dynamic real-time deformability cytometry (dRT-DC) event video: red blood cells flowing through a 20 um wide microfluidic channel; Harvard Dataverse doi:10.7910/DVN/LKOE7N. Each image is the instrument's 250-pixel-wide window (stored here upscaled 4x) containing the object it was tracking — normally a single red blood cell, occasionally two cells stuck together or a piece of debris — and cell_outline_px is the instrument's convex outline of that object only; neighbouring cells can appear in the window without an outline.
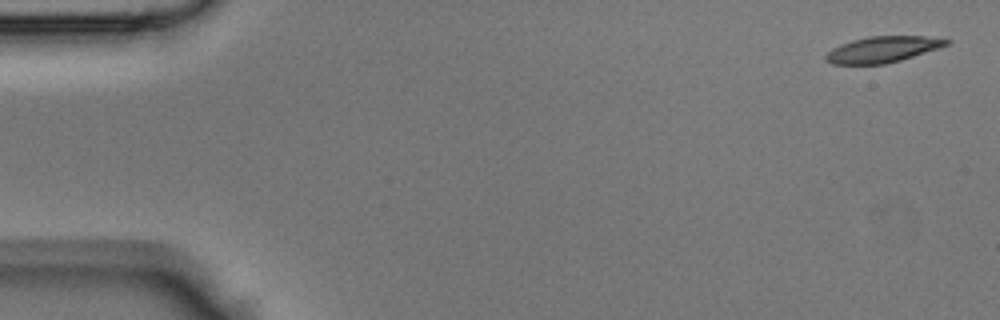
{"species": "Egyptian fruit bat (a non-hibernating species)", "species_latin": "Rousettus aegyptiacus", "temperature_condition": "room temperature", "stored_images_in_passage": 47, "camera_frame_rate_fps": 3000, "um_per_image_px": 0.085, "animal": {"sex": "male"}, "frame": {"image": 1, "passage_image": 1, "time_ms": 0.0, "image_size_px": [1000, 320], "cell_outline_px": [[952, 44], [940, 48], [900, 60], [884, 64], [832, 64], [824, 56], [832, 48], [840, 44], [852, 40], [868, 36], [924, 36], [952, 40]], "centroid_in_image_um": [75.07, 4.19], "position_along_channel_um": 9.9, "area_um2": 18.32}}
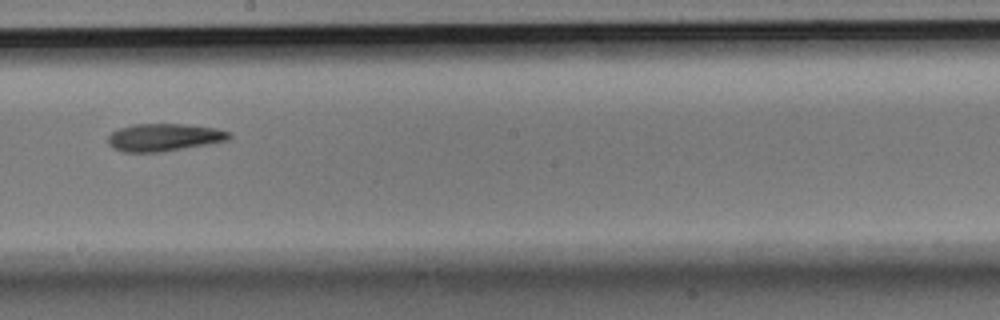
{"frame": {"image": 2, "passage_image": 26, "time_ms": 8.333, "image_size_px": [1000, 320], "cell_outline_px": [[232, 136], [228, 140], [208, 144], [164, 152], [124, 152], [112, 148], [108, 144], [108, 136], [112, 132], [120, 128], [132, 124], [184, 124], [216, 128], [232, 132]], "centroid_in_image_um": [13.95, 11.68], "position_along_channel_um": 234.2, "area_um2": 19.65}}
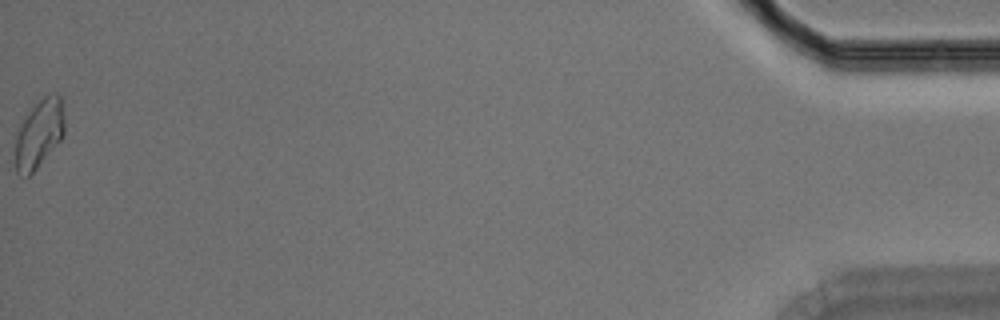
{"frame": {"image": 3, "passage_image": 47, "time_ms": 15.333, "image_size_px": [1000, 320], "cell_outline_px": [[64, 136], [36, 168], [28, 176], [20, 176], [16, 172], [16, 136], [20, 124], [28, 112], [44, 96], [52, 92], [56, 92], [60, 96], [64, 120]], "centroid_in_image_um": [3.33, 11.35], "position_along_channel_um": 431.9, "area_um2": 19.36}}